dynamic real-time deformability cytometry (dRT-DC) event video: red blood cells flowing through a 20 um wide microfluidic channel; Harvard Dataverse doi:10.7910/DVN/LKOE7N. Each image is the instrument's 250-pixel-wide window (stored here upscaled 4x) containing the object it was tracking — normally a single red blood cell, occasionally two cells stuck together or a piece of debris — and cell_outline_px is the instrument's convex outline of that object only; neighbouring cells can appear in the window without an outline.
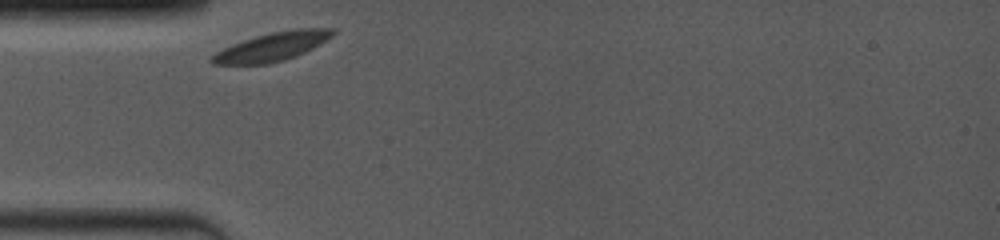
{"species": "common noctule bat (a hibernating species)", "species_latin": "Nyctalus noctula", "temperature_condition": "room temperature", "stored_images_in_passage": 40, "camera_frame_rate_fps": 4000, "um_per_image_px": 0.085, "animal": {"sex": "female", "body_mass_g": 19.0, "forearm_length_mm": 53.3}, "frame": {"image": 1, "passage_image": 1, "time_ms": 0.0, "image_size_px": [1000, 240], "cell_outline_px": [[336, 32], [332, 36], [320, 44], [296, 56], [284, 60], [268, 64], [212, 64], [208, 60], [216, 52], [232, 44], [256, 36], [272, 32], [296, 28], [332, 28]], "centroid_in_image_um": [23.14, 3.97], "position_along_channel_um": 61.9, "area_um2": 20.0}}
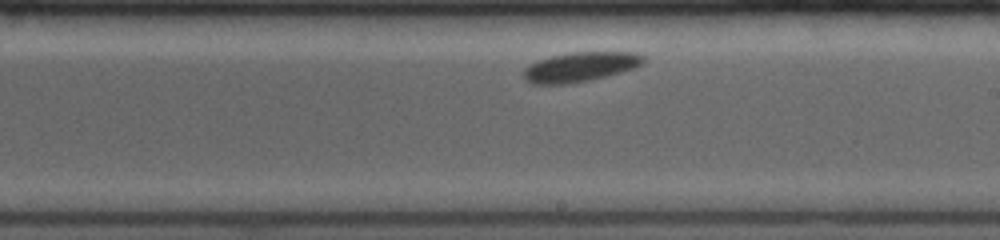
{"frame": {"image": 2, "passage_image": 22, "time_ms": 5.0, "image_size_px": [1000, 240], "cell_outline_px": [[644, 60], [640, 64], [632, 68], [608, 76], [592, 80], [568, 84], [532, 84], [524, 80], [524, 68], [540, 60], [552, 56], [568, 52], [636, 52], [644, 56]], "centroid_in_image_um": [49.31, 5.69], "position_along_channel_um": 239.7, "area_um2": 20.58}}
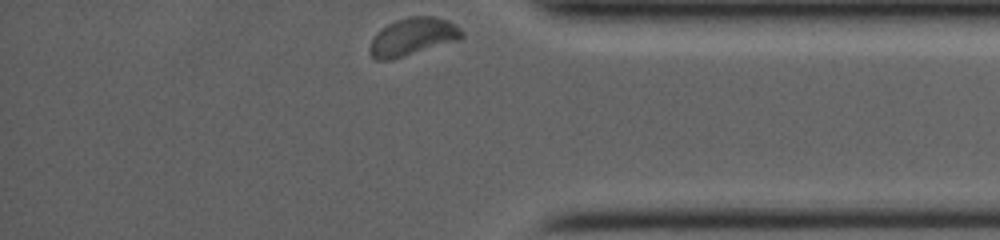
{"frame": {"image": 3, "passage_image": 39, "time_ms": 9.5, "image_size_px": [1000, 240], "cell_outline_px": [[464, 36], [460, 40], [404, 56], [388, 60], [376, 60], [368, 52], [368, 48], [376, 32], [388, 24], [396, 20], [408, 16], [432, 16], [448, 20], [460, 28], [464, 32]], "centroid_in_image_um": [35.09, 3.12], "position_along_channel_um": 400.1, "area_um2": 20.29}}